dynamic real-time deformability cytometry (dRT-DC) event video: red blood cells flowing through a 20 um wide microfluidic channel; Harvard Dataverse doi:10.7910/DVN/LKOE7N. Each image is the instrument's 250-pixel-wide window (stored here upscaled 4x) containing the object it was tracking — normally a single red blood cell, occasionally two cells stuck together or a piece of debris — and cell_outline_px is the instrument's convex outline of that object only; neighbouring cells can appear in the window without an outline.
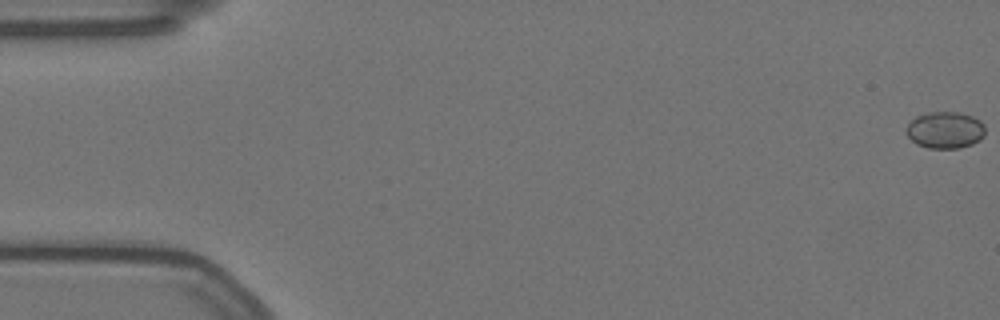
{"species": "Egyptian fruit bat (a non-hibernating species)", "species_latin": "Rousettus aegyptiacus", "temperature_condition": "warm", "stored_images_in_passage": 58, "camera_frame_rate_fps": 3000, "um_per_image_px": 0.085, "animal": {"sex": "female"}, "frame": {"image": 1, "passage_image": 1, "time_ms": 0.0, "image_size_px": [1000, 320], "cell_outline_px": [[984, 136], [980, 140], [972, 144], [960, 148], [928, 148], [916, 144], [908, 136], [904, 128], [916, 116], [928, 112], [960, 112], [972, 116], [980, 120], [984, 124]], "centroid_in_image_um": [80.33, 11.05], "position_along_channel_um": 4.7, "area_um2": 17.05}}
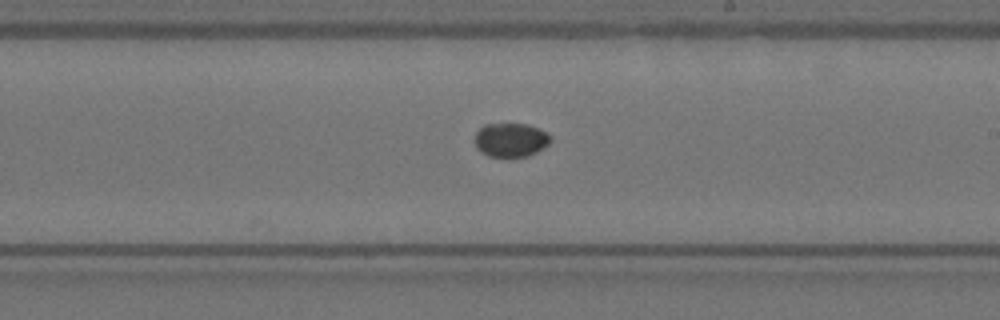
{"frame": {"image": 2, "passage_image": 34, "time_ms": 11.0, "image_size_px": [1000, 320], "cell_outline_px": [[552, 140], [544, 148], [528, 156], [488, 156], [480, 152], [476, 148], [476, 132], [484, 124], [528, 124], [540, 128], [552, 136]], "centroid_in_image_um": [43.44, 11.88], "position_along_channel_um": 245.6, "area_um2": 15.03}}
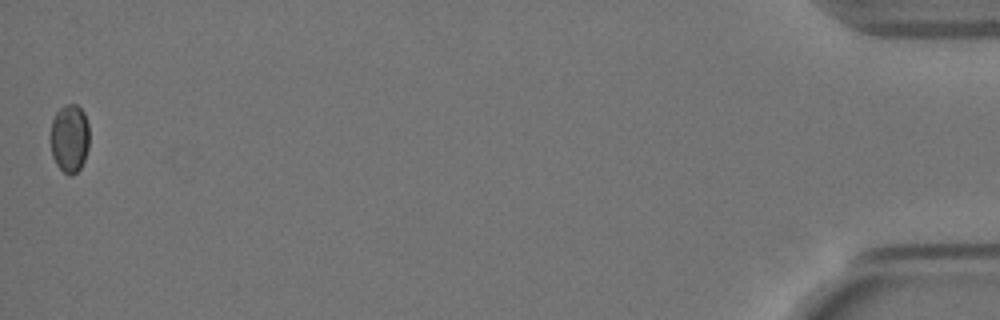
{"frame": {"image": 3, "passage_image": 58, "time_ms": 19.0, "image_size_px": [1000, 320], "cell_outline_px": [[88, 148], [84, 160], [80, 168], [72, 176], [68, 176], [56, 164], [52, 156], [52, 120], [56, 112], [64, 104], [76, 104], [84, 112], [88, 124]], "centroid_in_image_um": [5.92, 11.76], "position_along_channel_um": 429.3, "area_um2": 15.32}}